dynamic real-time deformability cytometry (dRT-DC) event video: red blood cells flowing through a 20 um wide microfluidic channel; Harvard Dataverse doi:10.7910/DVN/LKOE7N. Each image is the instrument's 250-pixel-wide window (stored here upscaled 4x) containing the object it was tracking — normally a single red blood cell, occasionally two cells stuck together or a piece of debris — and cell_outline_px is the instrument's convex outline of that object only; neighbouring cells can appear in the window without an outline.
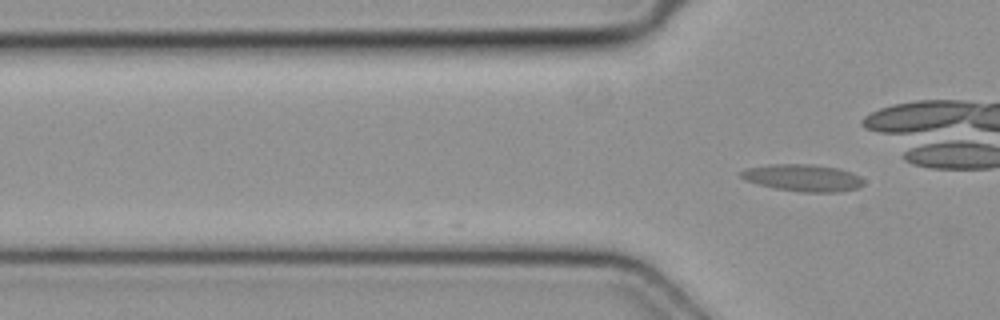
{"species": "common noctule bat (a hibernating species)", "species_latin": "Nyctalus noctula", "temperature_condition": "cold", "stored_images_in_passage": 2, "camera_frame_rate_fps": 3000, "um_per_image_px": 0.085, "animal": {"sex": "female", "body_mass_g": 19.3, "forearm_length_mm": 54.1}, "frame": {"image": 1, "passage_image": 2, "time_ms": 0.333, "image_size_px": [1000, 320], "cell_outline_px": [[864, 184], [856, 188], [836, 192], [800, 192], [776, 188], [756, 184], [744, 180], [740, 176], [740, 172], [744, 168], [772, 164], [808, 164], [840, 168], [852, 172], [860, 176], [864, 180]], "centroid_in_image_um": [68.23, 15.11], "position_along_channel_um": 57.6, "area_um2": 19.42}}